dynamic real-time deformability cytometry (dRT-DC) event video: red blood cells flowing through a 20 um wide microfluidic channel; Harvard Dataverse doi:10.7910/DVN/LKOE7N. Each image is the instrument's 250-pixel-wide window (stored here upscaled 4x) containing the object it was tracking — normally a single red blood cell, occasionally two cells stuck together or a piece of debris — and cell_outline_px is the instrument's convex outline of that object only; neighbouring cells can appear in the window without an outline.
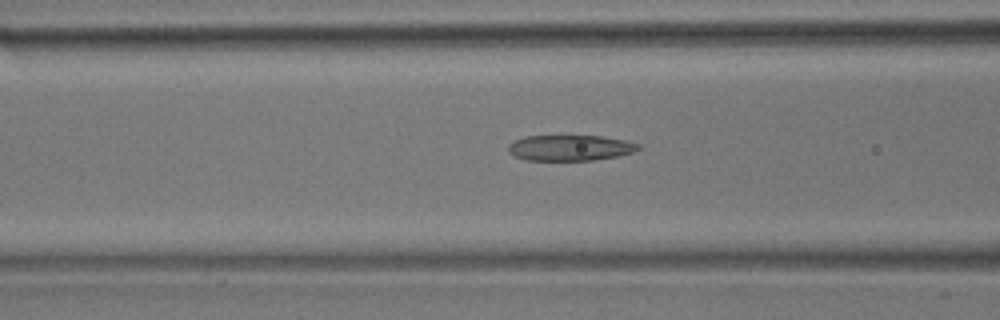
{"species": "common noctule bat (a hibernating species)", "species_latin": "Nyctalus noctula", "temperature_condition": "room temperature", "stored_images_in_passage": 38, "camera_frame_rate_fps": 3000, "um_per_image_px": 0.085, "animal": {"sex": "male", "body_mass_g": 17.9}, "frame": {"image": 1, "passage_image": 8, "time_ms": 2.333, "image_size_px": [1000, 320], "cell_outline_px": [[644, 148], [632, 152], [616, 156], [592, 160], [528, 160], [512, 156], [508, 152], [508, 144], [524, 136], [604, 136], [624, 140], [640, 144]], "centroid_in_image_um": [48.46, 12.56], "position_along_channel_um": 118.1, "area_um2": 19.54}}
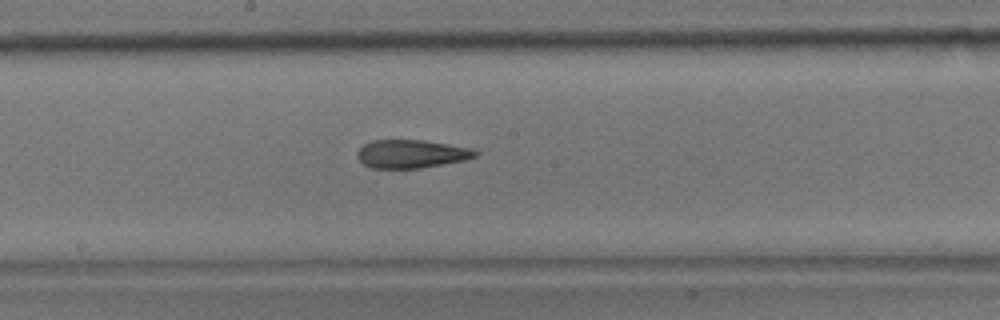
{"frame": {"image": 2, "passage_image": 15, "time_ms": 4.667, "image_size_px": [1000, 320], "cell_outline_px": [[480, 152], [476, 156], [468, 160], [420, 168], [372, 168], [364, 164], [356, 156], [356, 152], [364, 144], [372, 140], [424, 140], [448, 144], [468, 148]], "centroid_in_image_um": [34.97, 13.08], "position_along_channel_um": 213.2, "area_um2": 19.48}}
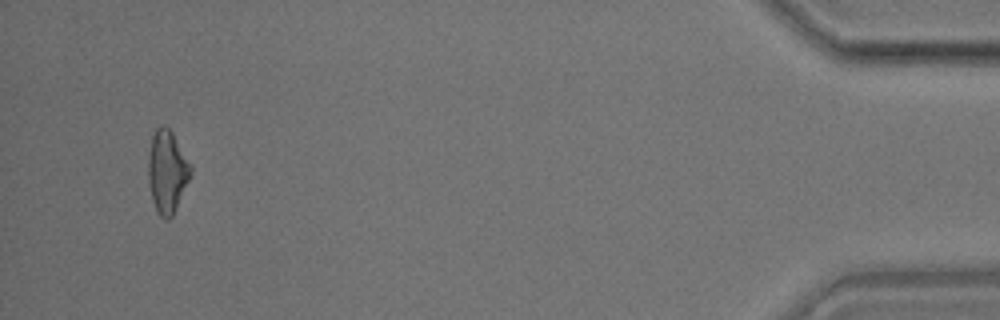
{"frame": {"image": 3, "passage_image": 36, "time_ms": 11.667, "image_size_px": [1000, 320], "cell_outline_px": [[192, 172], [176, 208], [172, 216], [168, 220], [164, 220], [156, 212], [152, 200], [148, 180], [148, 156], [152, 136], [156, 128], [160, 124], [164, 124], [172, 132], [192, 164]], "centroid_in_image_um": [14.2, 14.57], "position_along_channel_um": 421.0, "area_um2": 20.63}}